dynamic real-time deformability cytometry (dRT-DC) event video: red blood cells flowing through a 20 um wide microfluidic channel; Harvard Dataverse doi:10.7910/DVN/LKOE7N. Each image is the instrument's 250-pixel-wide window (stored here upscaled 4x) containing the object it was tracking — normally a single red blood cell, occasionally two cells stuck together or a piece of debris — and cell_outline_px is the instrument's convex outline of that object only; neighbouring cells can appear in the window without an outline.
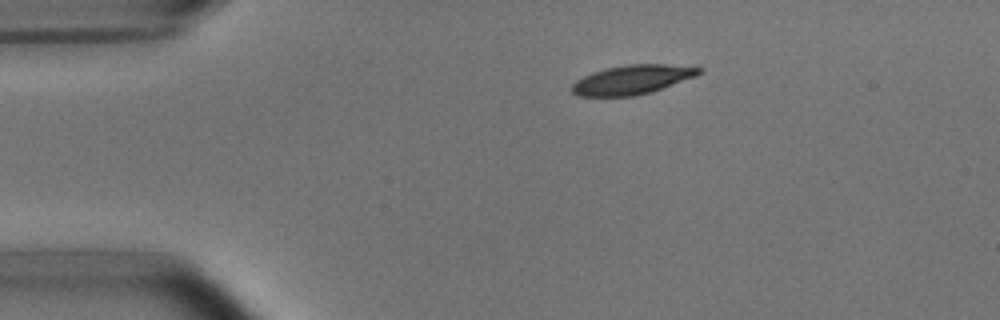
{"species": "common noctule bat (a hibernating species)", "species_latin": "Nyctalus noctula", "temperature_condition": "room temperature", "stored_images_in_passage": 44, "camera_frame_rate_fps": 3000, "um_per_image_px": 0.085, "animal": {"sex": "male", "body_mass_g": 15.6}, "frame": {"image": 1, "passage_image": 1, "time_ms": 0.0, "image_size_px": [1000, 320], "cell_outline_px": [[704, 72], [696, 76], [652, 92], [632, 96], [580, 96], [572, 92], [572, 84], [576, 80], [592, 72], [604, 68], [628, 64], [664, 64], [704, 68]], "centroid_in_image_um": [53.76, 6.76], "position_along_channel_um": 31.2, "area_um2": 21.68}}
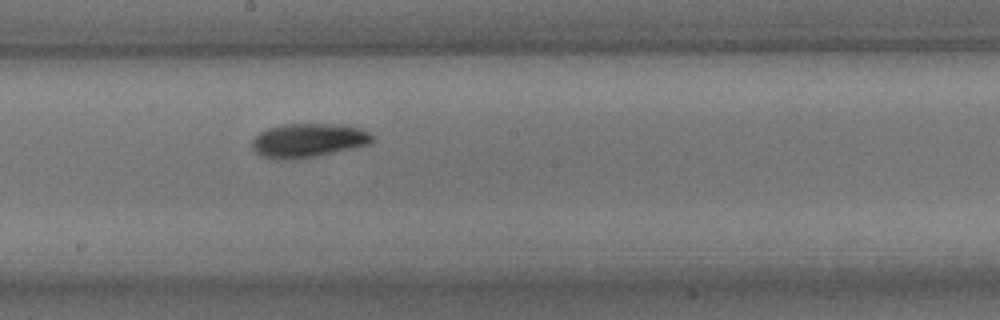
{"frame": {"image": 2, "passage_image": 20, "time_ms": 6.333, "image_size_px": [1000, 320], "cell_outline_px": [[372, 140], [368, 144], [352, 148], [316, 156], [284, 160], [276, 160], [264, 156], [256, 152], [252, 148], [252, 140], [260, 132], [268, 128], [284, 124], [332, 124], [360, 128], [368, 132], [372, 136]], "centroid_in_image_um": [26.15, 11.93], "position_along_channel_um": 222.0, "area_um2": 23.41}}
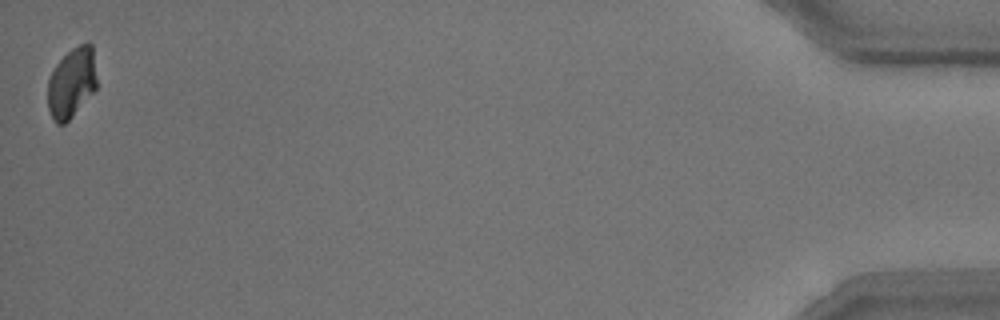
{"frame": {"image": 3, "passage_image": 44, "time_ms": 14.333, "image_size_px": [1000, 320], "cell_outline_px": [[96, 88], [72, 116], [64, 124], [56, 124], [48, 108], [48, 80], [56, 64], [72, 48], [88, 40], [92, 44], [96, 80]], "centroid_in_image_um": [6.09, 7.01], "position_along_channel_um": 429.1, "area_um2": 19.77}, "authors_computed_cell_mechanics": {"area_um2": 22.1374, "velocity_mm_per_s": 3.7212, "shape_relaxation_time_tau1_ms": 2.2442, "shape_relaxation_time_tau2_ms": 5.4946, "deformation_change_tau1": 0.1526, "deformation_change_tau2": 0.1022}}